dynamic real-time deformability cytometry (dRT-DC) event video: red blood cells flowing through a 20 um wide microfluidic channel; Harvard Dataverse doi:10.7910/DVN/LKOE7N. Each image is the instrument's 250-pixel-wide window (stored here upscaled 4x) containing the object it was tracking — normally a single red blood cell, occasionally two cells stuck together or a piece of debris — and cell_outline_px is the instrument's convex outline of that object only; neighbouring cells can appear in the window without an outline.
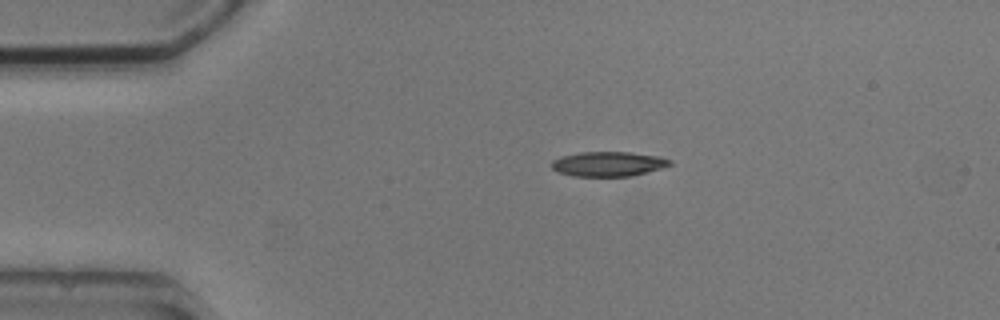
{"species": "common noctule bat (a hibernating species)", "species_latin": "Nyctalus noctula", "temperature_condition": "cold", "stored_images_in_passage": 1, "camera_frame_rate_fps": 3000, "um_per_image_px": 0.085, "animal": {"sex": "male", "body_mass_g": 20.5, "forearm_length_mm": 52.5}, "frame": {"image": 1, "passage_image": 1, "time_ms": 0.0, "image_size_px": [1000, 320], "cell_outline_px": [[672, 164], [648, 172], [632, 176], [572, 176], [556, 172], [552, 168], [552, 160], [560, 156], [580, 152], [628, 152], [660, 156], [672, 160]], "centroid_in_image_um": [51.68, 13.93], "position_along_channel_um": 33.3, "area_um2": 17.17}}